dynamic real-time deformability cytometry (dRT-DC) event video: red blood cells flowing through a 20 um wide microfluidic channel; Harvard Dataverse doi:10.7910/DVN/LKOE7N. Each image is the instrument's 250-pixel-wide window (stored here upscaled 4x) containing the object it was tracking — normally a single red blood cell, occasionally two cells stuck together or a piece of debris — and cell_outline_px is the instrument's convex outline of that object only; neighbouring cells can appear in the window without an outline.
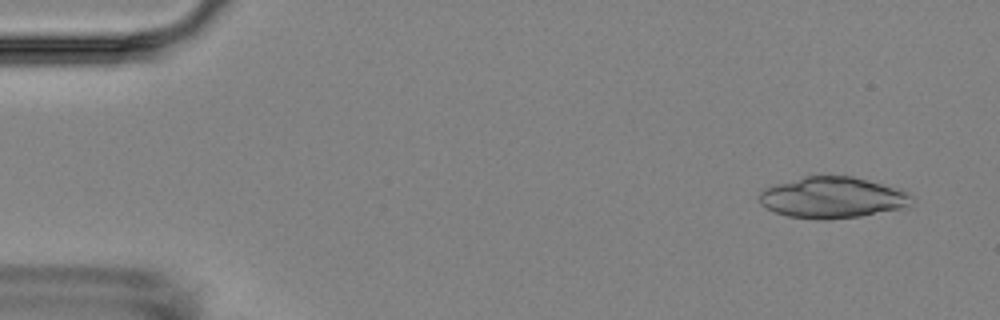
{"species": "Egyptian fruit bat (a non-hibernating species)", "species_latin": "Rousettus aegyptiacus", "temperature_condition": "room temperature", "stored_images_in_passage": 4, "camera_frame_rate_fps": 3000, "um_per_image_px": 0.085, "animal": {"sex": "female"}, "frame": {"image": 1, "passage_image": 1, "time_ms": 0.0, "image_size_px": [1000, 320], "cell_outline_px": [[916, 200], [908, 208], [860, 216], [828, 220], [820, 220], [788, 216], [776, 212], [760, 204], [760, 192], [764, 188], [776, 184], [804, 176], [852, 176], [900, 188], [916, 196]], "centroid_in_image_um": [70.86, 16.8], "position_along_channel_um": 14.1, "area_um2": 37.05}}